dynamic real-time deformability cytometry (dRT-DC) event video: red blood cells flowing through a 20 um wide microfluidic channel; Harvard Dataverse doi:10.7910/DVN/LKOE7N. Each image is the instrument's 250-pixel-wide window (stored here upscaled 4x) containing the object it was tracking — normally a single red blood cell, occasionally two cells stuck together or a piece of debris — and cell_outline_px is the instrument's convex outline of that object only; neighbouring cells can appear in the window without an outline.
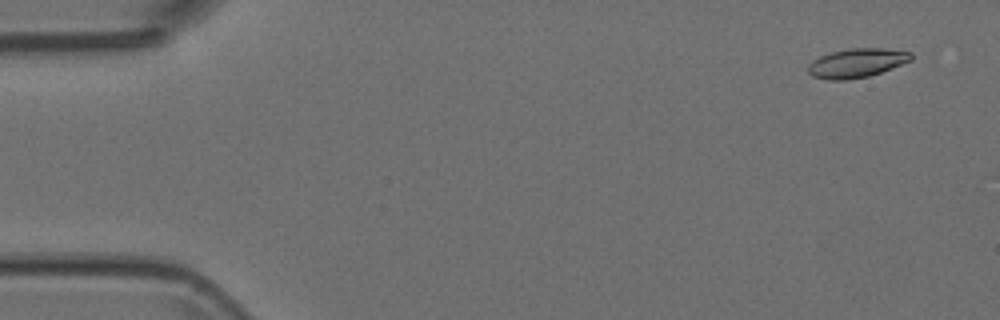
{"species": "Egyptian fruit bat (a non-hibernating species)", "species_latin": "Rousettus aegyptiacus", "temperature_condition": "room temperature", "stored_images_in_passage": 45, "camera_frame_rate_fps": 3000, "um_per_image_px": 0.085, "animal": {"sex": "female"}, "frame": {"image": 1, "passage_image": 3, "time_ms": 0.667, "image_size_px": [1000, 320], "cell_outline_px": [[912, 60], [880, 72], [868, 76], [848, 80], [828, 80], [812, 76], [808, 72], [808, 64], [812, 60], [820, 56], [832, 52], [852, 48], [884, 48], [912, 52]], "centroid_in_image_um": [72.8, 5.35], "position_along_channel_um": 12.2, "area_um2": 17.4}}
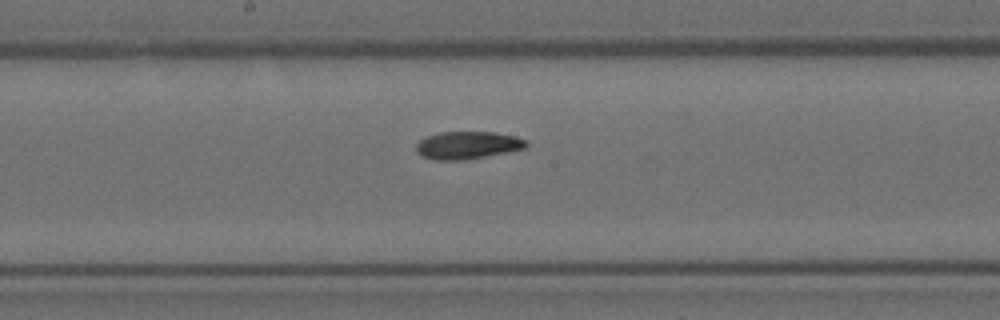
{"frame": {"image": 2, "passage_image": 28, "time_ms": 9.0, "image_size_px": [1000, 320], "cell_outline_px": [[528, 144], [524, 148], [508, 152], [460, 160], [432, 160], [420, 156], [416, 152], [416, 144], [420, 140], [428, 136], [440, 132], [492, 132], [516, 136], [528, 140]], "centroid_in_image_um": [39.72, 12.34], "position_along_channel_um": 208.5, "area_um2": 17.69}}
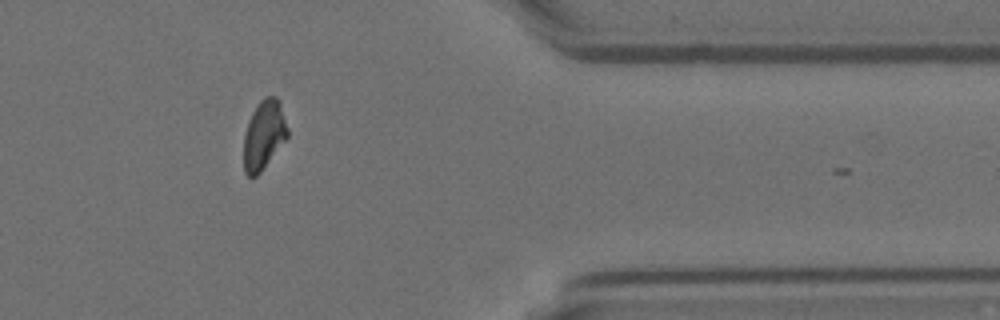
{"frame": {"image": 3, "passage_image": 44, "time_ms": 14.333, "image_size_px": [1000, 320], "cell_outline_px": [[288, 136], [260, 172], [256, 176], [248, 176], [244, 172], [244, 136], [248, 120], [252, 112], [260, 100], [264, 96], [276, 96], [280, 100], [288, 128]], "centroid_in_image_um": [22.43, 11.42], "position_along_channel_um": 389.0, "area_um2": 17.63}}